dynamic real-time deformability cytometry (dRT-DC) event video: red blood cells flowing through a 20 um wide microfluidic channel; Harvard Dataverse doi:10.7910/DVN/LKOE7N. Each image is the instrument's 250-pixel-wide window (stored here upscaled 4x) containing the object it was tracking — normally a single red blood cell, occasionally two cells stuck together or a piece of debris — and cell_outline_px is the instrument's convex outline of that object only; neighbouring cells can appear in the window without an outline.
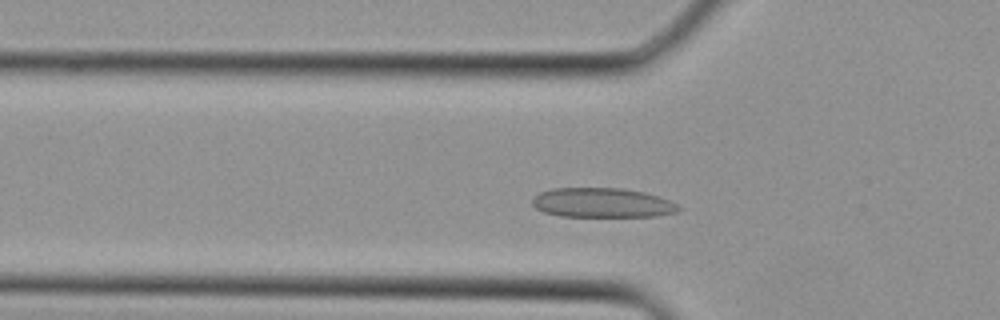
{"species": "Egyptian fruit bat (a non-hibernating species)", "species_latin": "Rousettus aegyptiacus", "temperature_condition": "cold", "stored_images_in_passage": 29, "camera_frame_rate_fps": 3000, "um_per_image_px": 0.085, "animal": {"sex": "female"}, "frame": {"image": 1, "passage_image": 6, "time_ms": 1.667, "image_size_px": [1000, 320], "cell_outline_px": [[684, 208], [680, 212], [656, 216], [560, 216], [544, 212], [536, 208], [532, 204], [532, 200], [540, 192], [552, 188], [620, 188], [644, 192], [668, 200]], "centroid_in_image_um": [51.21, 17.24], "position_along_channel_um": 74.6, "area_um2": 25.14}}
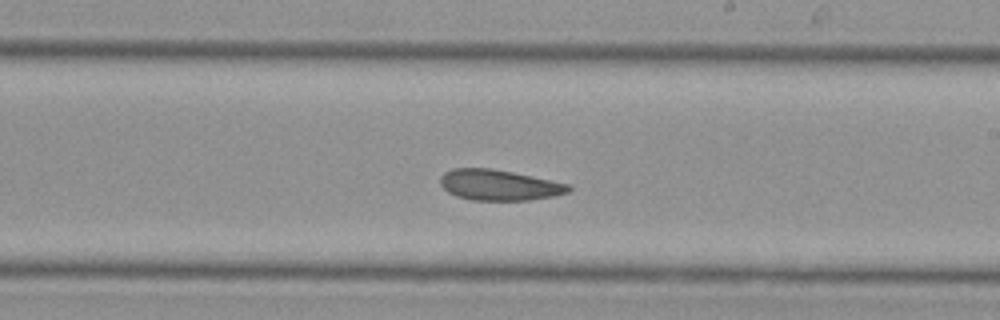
{"frame": {"image": 2, "passage_image": 15, "time_ms": 4.667, "image_size_px": [1000, 320], "cell_outline_px": [[572, 188], [568, 192], [552, 196], [528, 200], [472, 200], [456, 196], [448, 192], [440, 184], [440, 176], [444, 172], [452, 168], [492, 168], [572, 184]], "centroid_in_image_um": [42.41, 15.72], "position_along_channel_um": 246.6, "area_um2": 23.0}}
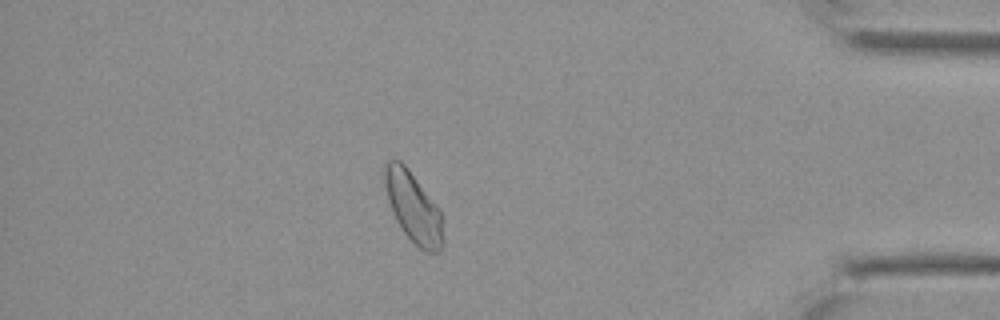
{"frame": {"image": 3, "passage_image": 25, "time_ms": 8.0, "image_size_px": [1000, 320], "cell_outline_px": [[444, 244], [440, 252], [424, 252], [400, 228], [392, 212], [388, 200], [384, 184], [384, 160], [400, 160], [408, 168], [440, 208], [444, 240]], "centroid_in_image_um": [35.13, 17.61], "position_along_channel_um": 400.1, "area_um2": 24.22}}